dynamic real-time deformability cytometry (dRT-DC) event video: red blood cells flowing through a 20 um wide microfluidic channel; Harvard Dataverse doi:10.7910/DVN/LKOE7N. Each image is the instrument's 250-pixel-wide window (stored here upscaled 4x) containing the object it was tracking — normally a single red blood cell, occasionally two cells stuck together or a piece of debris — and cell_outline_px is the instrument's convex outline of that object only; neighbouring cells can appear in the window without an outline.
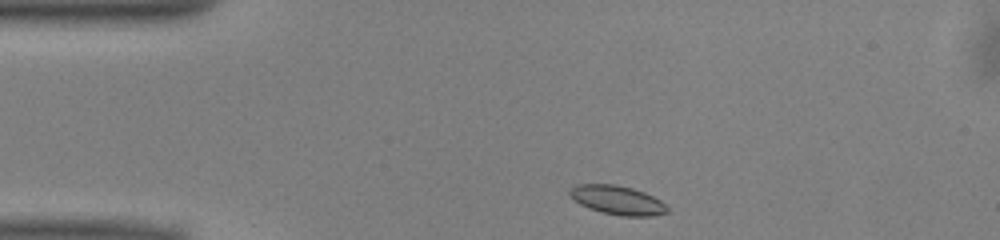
{"species": "common noctule bat (a hibernating species)", "species_latin": "Nyctalus noctula", "temperature_condition": "warm", "stored_images_in_passage": 42, "camera_frame_rate_fps": 3000, "um_per_image_px": 0.085, "animal": {"sex": "male", "body_mass_g": 13.0, "forearm_length_mm": 53.1}, "frame": {"image": 1, "passage_image": 1, "time_ms": 0.0, "image_size_px": [1000, 240], "cell_outline_px": [[668, 212], [652, 216], [624, 216], [600, 212], [588, 208], [580, 204], [568, 192], [568, 188], [576, 184], [616, 184], [632, 188], [644, 192], [660, 200], [668, 208]], "centroid_in_image_um": [52.46, 17.0], "position_along_channel_um": 32.5, "area_um2": 16.47}}
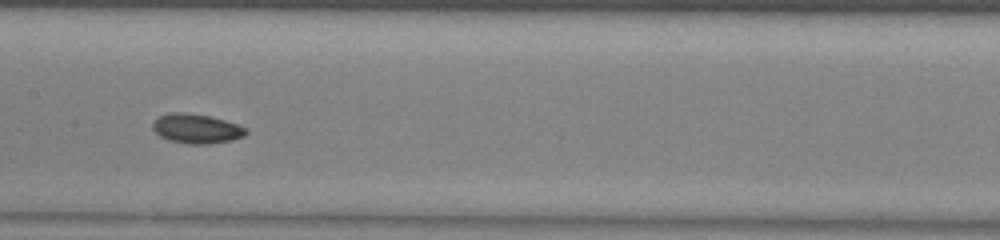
{"frame": {"image": 2, "passage_image": 16, "time_ms": 5.0, "image_size_px": [1000, 240], "cell_outline_px": [[248, 132], [244, 136], [232, 140], [208, 144], [188, 144], [168, 140], [160, 136], [152, 128], [152, 124], [160, 116], [172, 112], [180, 112], [208, 116], [224, 120], [248, 128]], "centroid_in_image_um": [16.72, 10.95], "position_along_channel_um": 190.7, "area_um2": 15.9}}
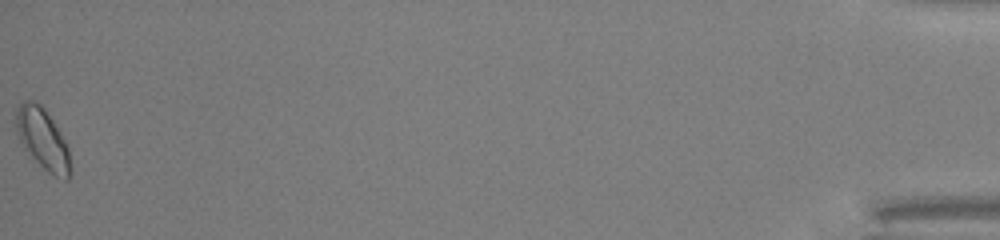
{"frame": {"image": 3, "passage_image": 42, "time_ms": 13.667, "image_size_px": [1000, 240], "cell_outline_px": [[72, 172], [68, 180], [64, 180], [48, 172], [24, 148], [16, 132], [16, 108], [24, 100], [32, 100], [40, 104], [44, 108], [60, 132], [68, 148]], "centroid_in_image_um": [3.64, 11.82], "position_along_channel_um": 431.6, "area_um2": 19.13}, "authors_computed_cell_mechanics": {"area_um2": 15.6927, "velocity_mm_per_s": 4.0143, "shape_relaxation_time_tau1_ms": 3.8861, "shape_relaxation_time_tau2_ms": 9.6074, "deformation_change_tau1": 0.0783, "deformation_change_tau2": 0.1188}}